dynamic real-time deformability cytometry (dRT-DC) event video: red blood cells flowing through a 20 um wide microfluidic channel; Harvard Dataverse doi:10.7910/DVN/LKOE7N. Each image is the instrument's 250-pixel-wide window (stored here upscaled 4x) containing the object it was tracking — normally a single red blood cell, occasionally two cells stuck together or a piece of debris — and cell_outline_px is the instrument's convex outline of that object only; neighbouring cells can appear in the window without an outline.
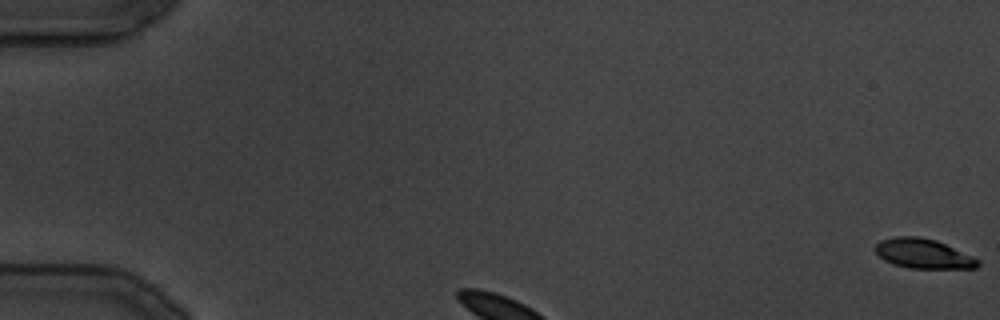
{"species": "common noctule bat (a hibernating species)", "species_latin": "Nyctalus noctula", "temperature_condition": "cold", "stored_images_in_passage": 10, "camera_frame_rate_fps": 3000, "um_per_image_px": 0.085, "animal": {"sex": "male", "body_mass_g": 19.5, "forearm_length_mm": 54.6}, "frame": {"image": 1, "passage_image": 1, "time_ms": 0.0, "image_size_px": [1000, 320], "cell_outline_px": [[980, 264], [976, 268], [912, 268], [892, 264], [884, 260], [876, 252], [876, 244], [880, 240], [896, 236], [920, 236], [936, 240], [972, 256], [980, 260]], "centroid_in_image_um": [78.48, 21.55], "position_along_channel_um": 6.5, "area_um2": 17.63}}